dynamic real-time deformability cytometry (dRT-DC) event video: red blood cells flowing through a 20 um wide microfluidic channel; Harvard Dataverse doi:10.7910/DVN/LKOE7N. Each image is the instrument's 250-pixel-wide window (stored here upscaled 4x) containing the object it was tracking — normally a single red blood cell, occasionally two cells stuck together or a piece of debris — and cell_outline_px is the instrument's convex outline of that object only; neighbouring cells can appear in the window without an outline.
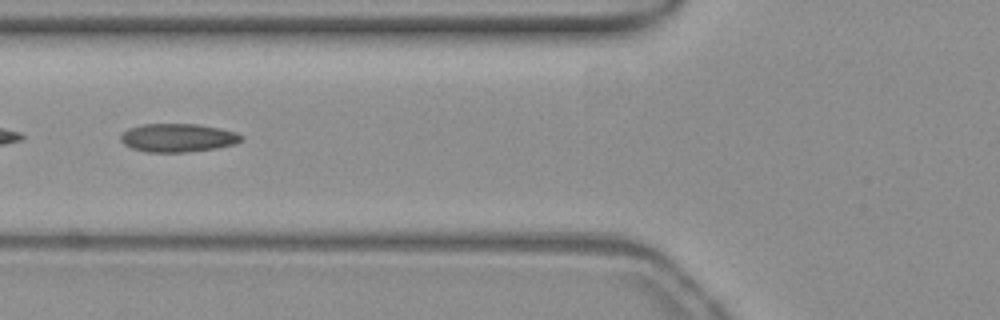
{"species": "common noctule bat (a hibernating species)", "species_latin": "Nyctalus noctula", "temperature_condition": "warm", "stored_images_in_passage": 53, "camera_frame_rate_fps": 3000, "um_per_image_px": 0.085, "animal": {"sex": "female", "body_mass_g": 19.3, "forearm_length_mm": 54.1}, "frame": {"image": 1, "passage_image": 20, "time_ms": 6.333, "image_size_px": [1000, 320], "cell_outline_px": [[244, 140], [236, 144], [216, 148], [188, 152], [144, 152], [132, 148], [124, 144], [120, 140], [120, 136], [128, 128], [144, 124], [196, 124], [220, 128], [236, 132], [244, 136]], "centroid_in_image_um": [15.15, 11.71], "position_along_channel_um": 110.7, "area_um2": 20.11}}
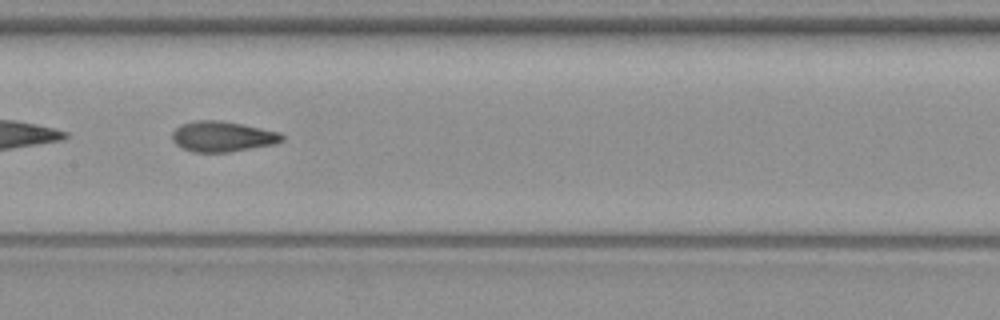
{"frame": {"image": 2, "passage_image": 26, "time_ms": 8.333, "image_size_px": [1000, 320], "cell_outline_px": [[284, 140], [276, 144], [228, 152], [192, 152], [176, 144], [172, 140], [172, 132], [180, 124], [196, 120], [216, 120], [240, 124], [280, 132], [284, 136]], "centroid_in_image_um": [18.91, 11.61], "position_along_channel_um": 188.5, "area_um2": 19.42}}
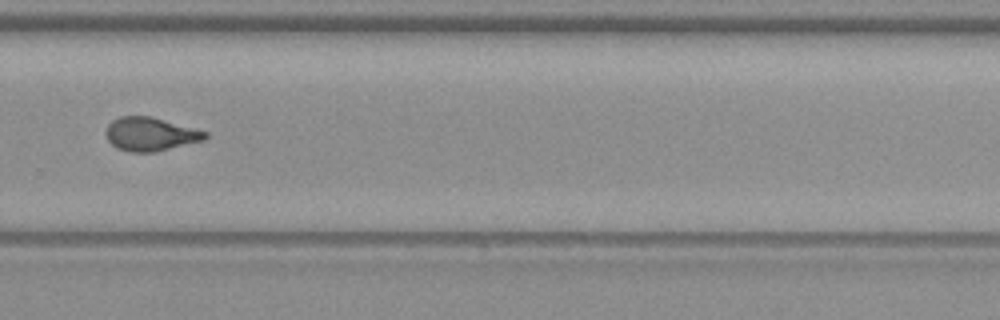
{"frame": {"image": 3, "passage_image": 36, "time_ms": 11.667, "image_size_px": [1000, 320], "cell_outline_px": [[208, 136], [204, 140], [156, 152], [128, 152], [116, 148], [108, 140], [104, 132], [108, 124], [112, 120], [120, 116], [148, 116], [208, 132]], "centroid_in_image_um": [12.74, 11.41], "position_along_channel_um": 317.1, "area_um2": 19.36}, "authors_computed_cell_mechanics": {"area_um2": 19.5364, "velocity_mm_per_s": 3.8696, "shape_relaxation_time_tau1_ms": 10.0182, "shape_relaxation_time_tau2_ms": 1.4007, "deformation_change_tau1": 0.2452, "deformation_change_tau2": 0.0679}}